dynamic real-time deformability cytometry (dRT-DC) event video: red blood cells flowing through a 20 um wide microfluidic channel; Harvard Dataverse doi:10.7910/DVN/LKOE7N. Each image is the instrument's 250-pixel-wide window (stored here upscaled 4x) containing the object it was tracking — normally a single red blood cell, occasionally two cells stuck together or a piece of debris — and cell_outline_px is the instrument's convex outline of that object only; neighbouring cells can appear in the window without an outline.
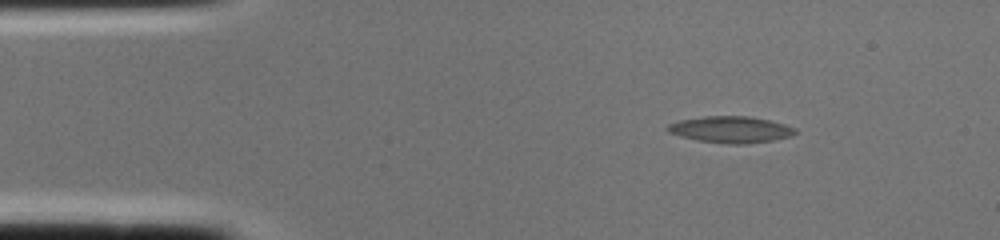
{"species": "common noctule bat (a hibernating species)", "species_latin": "Nyctalus noctula", "temperature_condition": "cold", "stored_images_in_passage": 1, "camera_frame_rate_fps": 3000, "um_per_image_px": 0.085, "animal": {"sex": "female", "body_mass_g": 22.0, "forearm_length_mm": 56.7}, "frame": {"image": 1, "passage_image": 1, "time_ms": 0.0, "image_size_px": [1000, 240], "cell_outline_px": [[796, 132], [792, 136], [772, 140], [744, 144], [732, 144], [696, 140], [680, 136], [668, 132], [664, 128], [668, 124], [680, 120], [704, 116], [748, 116], [768, 120], [784, 124], [796, 128]], "centroid_in_image_um": [62.08, 11.01], "position_along_channel_um": 22.9, "area_um2": 19.65}}